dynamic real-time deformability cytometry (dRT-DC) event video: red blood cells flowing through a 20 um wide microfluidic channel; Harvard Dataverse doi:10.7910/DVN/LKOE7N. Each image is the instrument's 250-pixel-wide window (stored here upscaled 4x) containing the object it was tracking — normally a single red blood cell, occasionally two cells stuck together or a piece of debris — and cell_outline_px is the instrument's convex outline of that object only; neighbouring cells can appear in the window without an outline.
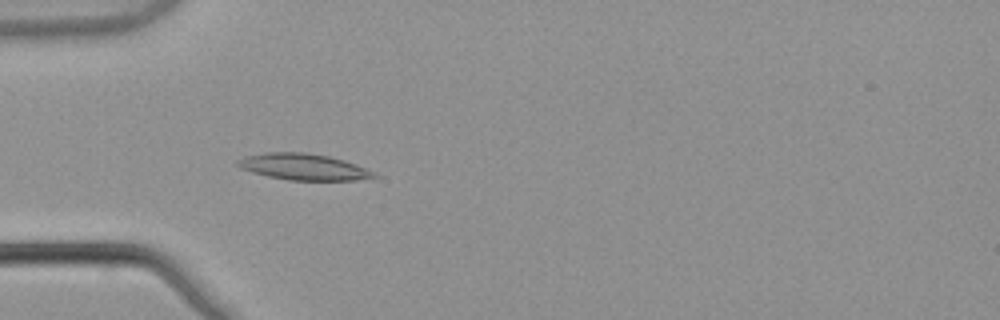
{"species": "common noctule bat (a hibernating species)", "species_latin": "Nyctalus noctula", "temperature_condition": "warm", "stored_images_in_passage": 5, "camera_frame_rate_fps": 3000, "um_per_image_px": 0.085, "animal": {"sex": "male", "body_mass_g": 21.5, "forearm_length_mm": 52.0}, "frame": {"image": 1, "passage_image": 5, "time_ms": 1.333, "image_size_px": [1000, 320], "cell_outline_px": [[380, 176], [356, 180], [288, 180], [268, 176], [252, 172], [240, 168], [236, 164], [236, 160], [244, 156], [264, 152], [304, 152], [328, 156], [344, 160], [356, 164], [376, 172]], "centroid_in_image_um": [25.79, 14.18], "position_along_channel_um": 59.2, "area_um2": 21.04}}